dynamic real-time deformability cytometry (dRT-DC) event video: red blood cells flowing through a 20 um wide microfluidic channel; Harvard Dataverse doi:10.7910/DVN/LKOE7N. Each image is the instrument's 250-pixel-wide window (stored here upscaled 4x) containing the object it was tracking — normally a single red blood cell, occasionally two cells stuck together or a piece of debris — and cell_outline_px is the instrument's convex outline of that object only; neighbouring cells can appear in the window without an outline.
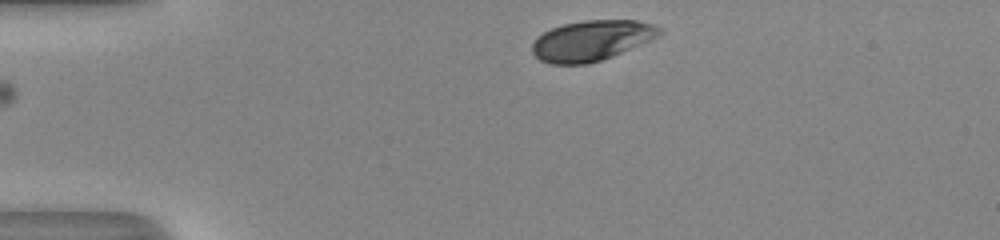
{"species": "human", "species_latin": "Homo sapiens", "temperature_condition": "room temperature", "stored_images_in_passage": 35, "camera_frame_rate_fps": 3000, "um_per_image_px": 0.085, "donor": {"sex": "male"}, "frame": {"image": 1, "passage_image": 1, "time_ms": 0.0, "image_size_px": [1000, 240], "cell_outline_px": [[664, 32], [648, 40], [612, 56], [588, 64], [552, 64], [540, 60], [532, 52], [532, 44], [536, 36], [552, 28], [564, 24], [584, 20], [636, 20], [652, 24], [660, 28]], "centroid_in_image_um": [50.23, 3.44], "position_along_channel_um": 34.8, "area_um2": 29.59}}
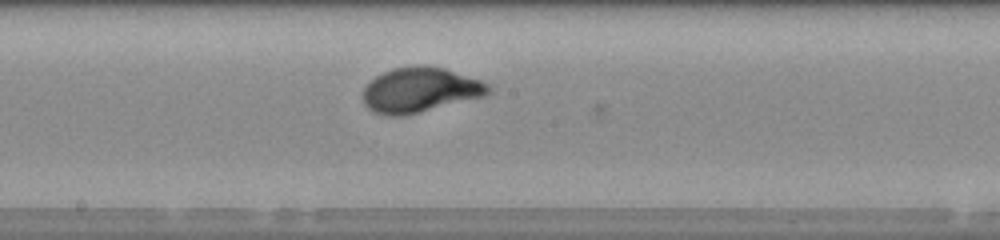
{"frame": {"image": 2, "passage_image": 18, "time_ms": 5.667, "image_size_px": [1000, 240], "cell_outline_px": [[492, 92], [484, 96], [404, 116], [388, 116], [372, 112], [364, 104], [364, 88], [376, 76], [392, 68], [412, 64], [424, 64], [444, 68], [480, 80], [488, 84], [492, 88]], "centroid_in_image_um": [35.7, 7.63], "position_along_channel_um": 212.5, "area_um2": 33.0}}
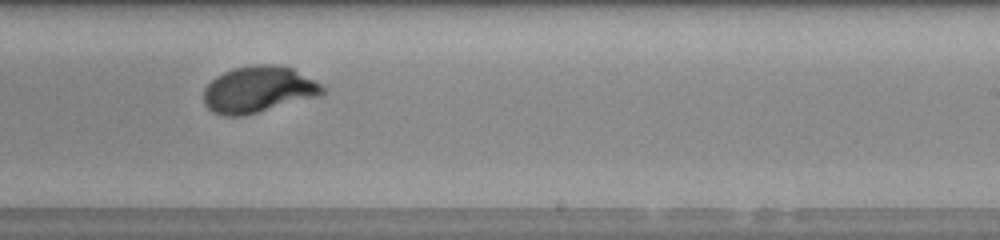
{"frame": {"image": 3, "passage_image": 22, "time_ms": 7.0, "image_size_px": [1000, 240], "cell_outline_px": [[328, 88], [320, 96], [244, 116], [224, 116], [212, 112], [204, 104], [204, 88], [216, 76], [232, 68], [252, 64], [280, 64], [292, 68]], "centroid_in_image_um": [21.97, 7.6], "position_along_channel_um": 267.0, "area_um2": 32.48}, "authors_computed_cell_mechanics": {"area_um2": 32.1368, "velocity_mm_per_s": 4.099, "shape_relaxation_time_tau1_ms": 3.21, "shape_relaxation_time_tau2_ms": null, "deformation_change_tau1": 0.1789, "deformation_change_tau2": null}}